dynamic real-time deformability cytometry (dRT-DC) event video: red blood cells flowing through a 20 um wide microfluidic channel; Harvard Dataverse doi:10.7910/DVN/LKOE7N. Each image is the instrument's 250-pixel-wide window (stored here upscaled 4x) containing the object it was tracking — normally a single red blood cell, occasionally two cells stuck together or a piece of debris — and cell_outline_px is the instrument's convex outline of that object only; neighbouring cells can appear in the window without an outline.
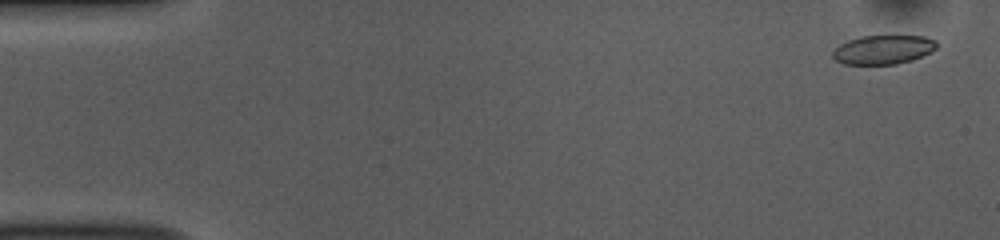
{"species": "common noctule bat (a hibernating species)", "species_latin": "Nyctalus noctula", "temperature_condition": "room temperature", "stored_images_in_passage": 52, "camera_frame_rate_fps": 3000, "um_per_image_px": 0.085, "animal": {"sex": "female", "body_mass_g": 10.0, "forearm_length_mm": 53.1}, "frame": {"image": 1, "passage_image": 2, "time_ms": 0.333, "image_size_px": [1000, 240], "cell_outline_px": [[936, 48], [932, 52], [912, 60], [896, 64], [844, 64], [836, 60], [832, 56], [832, 52], [840, 44], [848, 40], [860, 36], [924, 36], [936, 40]], "centroid_in_image_um": [75.08, 4.22], "position_along_channel_um": 9.9, "area_um2": 17.57}}
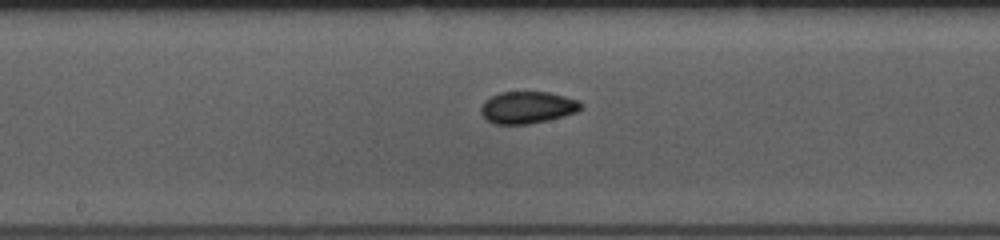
{"frame": {"image": 2, "passage_image": 27, "time_ms": 8.667, "image_size_px": [1000, 240], "cell_outline_px": [[584, 104], [576, 112], [548, 120], [528, 124], [496, 124], [488, 120], [480, 112], [480, 108], [484, 100], [500, 92], [548, 92], [580, 100]], "centroid_in_image_um": [44.83, 9.12], "position_along_channel_um": 203.4, "area_um2": 18.61}}
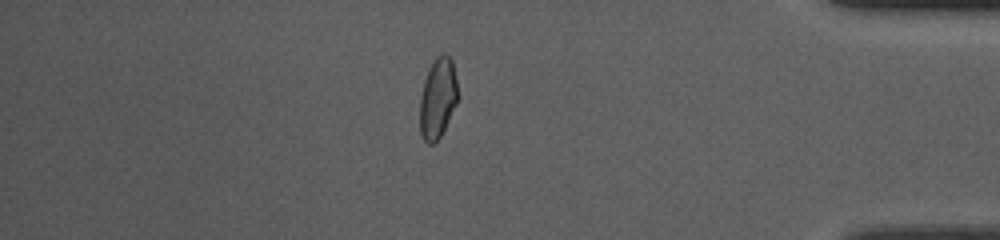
{"frame": {"image": 3, "passage_image": 45, "time_ms": 14.667, "image_size_px": [1000, 240], "cell_outline_px": [[460, 96], [440, 136], [432, 144], [428, 144], [420, 136], [420, 96], [424, 80], [428, 68], [436, 56], [444, 52], [452, 60]], "centroid_in_image_um": [37.21, 8.31], "position_along_channel_um": 398.0, "area_um2": 17.98}, "authors_computed_cell_mechanics": {"area_um2": 18.5538, "velocity_mm_per_s": 3.8174, "shape_relaxation_time_tau1_ms": null, "shape_relaxation_time_tau2_ms": 2.3063, "deformation_change_tau1": null, "deformation_change_tau2": 0.0693}}